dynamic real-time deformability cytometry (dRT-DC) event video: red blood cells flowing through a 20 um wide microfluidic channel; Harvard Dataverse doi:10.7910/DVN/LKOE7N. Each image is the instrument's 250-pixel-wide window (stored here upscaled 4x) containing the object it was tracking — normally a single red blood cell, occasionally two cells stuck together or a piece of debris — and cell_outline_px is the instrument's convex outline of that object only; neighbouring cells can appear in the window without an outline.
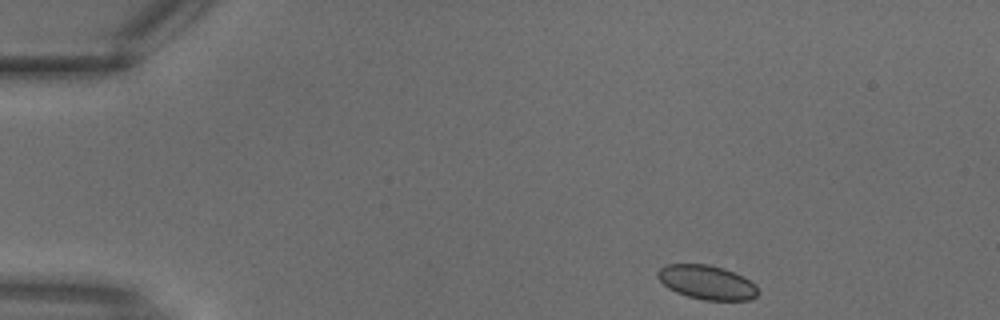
{"species": "common noctule bat (a hibernating species)", "species_latin": "Nyctalus noctula", "temperature_condition": "warm", "stored_images_in_passage": 8, "camera_frame_rate_fps": 3000, "um_per_image_px": 0.085, "animal": {"sex": "male", "body_mass_g": 18.8}, "frame": {"image": 1, "passage_image": 1, "time_ms": 0.0, "image_size_px": [1000, 320], "cell_outline_px": [[756, 296], [748, 300], [704, 300], [688, 296], [676, 292], [668, 288], [656, 276], [656, 272], [660, 268], [668, 264], [708, 264], [724, 268], [744, 276], [756, 284]], "centroid_in_image_um": [60.07, 23.98], "position_along_channel_um": 24.9, "area_um2": 19.94}}
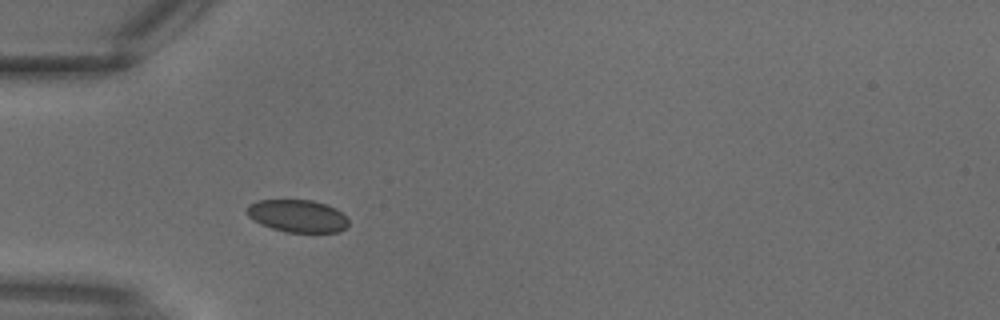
{"frame": {"image": 2, "passage_image": 6, "time_ms": 1.667, "image_size_px": [1000, 320], "cell_outline_px": [[348, 224], [340, 232], [284, 232], [260, 224], [248, 216], [244, 212], [244, 208], [248, 204], [256, 200], [312, 200], [336, 208], [348, 220]], "centroid_in_image_um": [25.22, 18.35], "position_along_channel_um": 59.8, "area_um2": 19.36}}
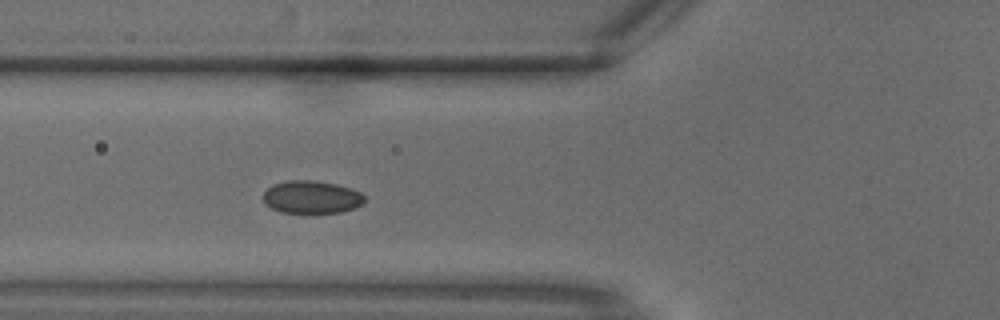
{"frame": {"image": 3, "passage_image": 8, "time_ms": 2.333, "image_size_px": [1000, 320], "cell_outline_px": [[364, 200], [360, 204], [352, 208], [340, 212], [280, 212], [264, 204], [264, 192], [272, 184], [288, 180], [312, 180], [336, 184], [352, 188], [360, 192], [364, 196]], "centroid_in_image_um": [26.45, 16.73], "position_along_channel_um": 99.3, "area_um2": 19.13}}